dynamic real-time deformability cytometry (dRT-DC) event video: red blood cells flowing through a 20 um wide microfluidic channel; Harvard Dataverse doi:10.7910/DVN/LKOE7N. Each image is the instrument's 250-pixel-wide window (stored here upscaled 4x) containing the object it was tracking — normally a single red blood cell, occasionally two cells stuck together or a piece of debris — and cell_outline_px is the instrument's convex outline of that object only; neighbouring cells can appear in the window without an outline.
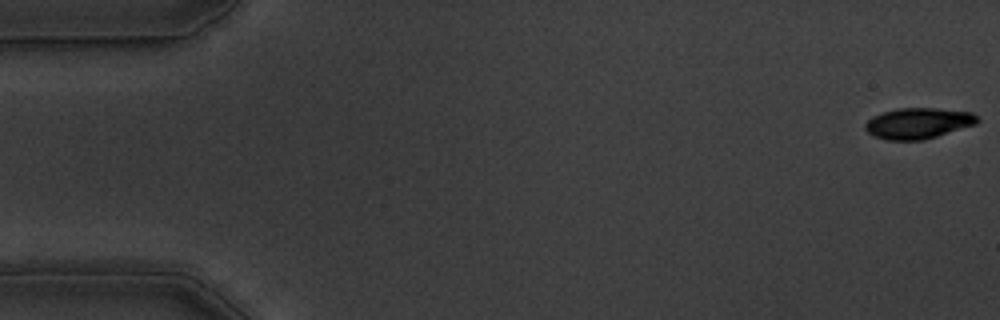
{"species": "common noctule bat (a hibernating species)", "species_latin": "Nyctalus noctula", "temperature_condition": "warm", "stored_images_in_passage": 51, "camera_frame_rate_fps": 3000, "um_per_image_px": 0.085, "animal": {"sex": "male", "body_mass_g": 19.5, "forearm_length_mm": 54.6}, "frame": {"image": 1, "passage_image": 1, "time_ms": 0.0, "image_size_px": [1000, 320], "cell_outline_px": [[980, 120], [976, 124], [924, 140], [888, 140], [876, 136], [868, 132], [864, 128], [864, 124], [872, 116], [896, 108], [936, 108], [972, 112]], "centroid_in_image_um": [78.05, 10.47], "position_along_channel_um": 7.0, "area_um2": 20.11}}
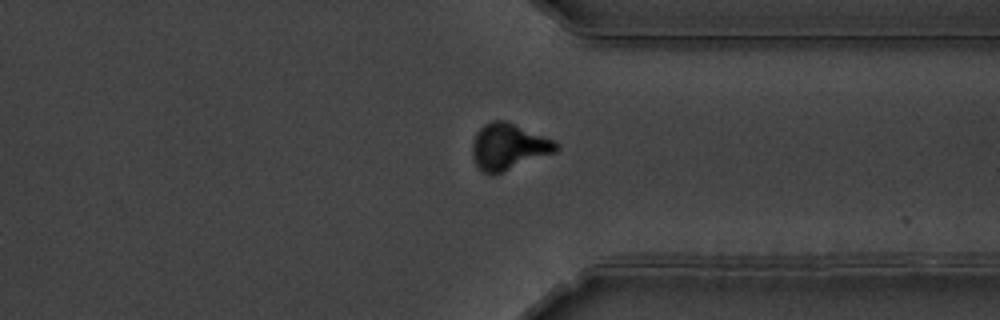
{"frame": {"image": 2, "passage_image": 43, "time_ms": 14.0, "image_size_px": [1000, 320], "cell_outline_px": [[560, 148], [556, 152], [492, 176], [480, 172], [472, 156], [472, 144], [476, 132], [484, 124], [492, 120], [504, 120], [556, 140], [560, 144]], "centroid_in_image_um": [43.23, 12.48], "position_along_channel_um": 368.2, "area_um2": 22.95}}
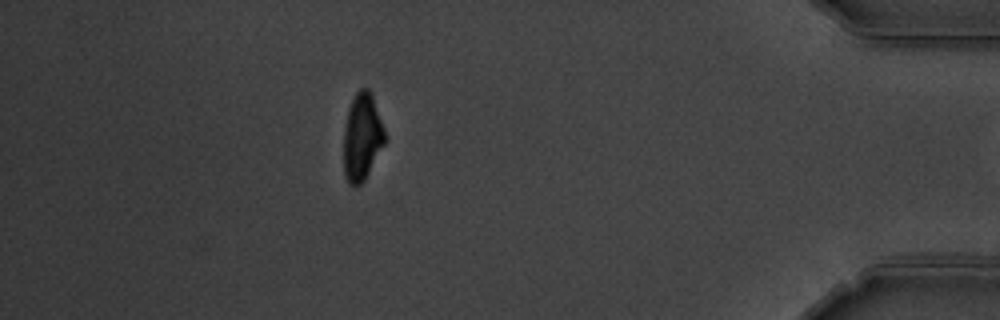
{"frame": {"image": 3, "passage_image": 50, "time_ms": 16.333, "image_size_px": [1000, 320], "cell_outline_px": [[388, 140], [364, 180], [360, 184], [348, 184], [344, 172], [344, 128], [348, 108], [356, 92], [360, 88], [368, 88], [372, 92]], "centroid_in_image_um": [30.8, 11.61], "position_along_channel_um": 404.4, "area_um2": 21.21}}